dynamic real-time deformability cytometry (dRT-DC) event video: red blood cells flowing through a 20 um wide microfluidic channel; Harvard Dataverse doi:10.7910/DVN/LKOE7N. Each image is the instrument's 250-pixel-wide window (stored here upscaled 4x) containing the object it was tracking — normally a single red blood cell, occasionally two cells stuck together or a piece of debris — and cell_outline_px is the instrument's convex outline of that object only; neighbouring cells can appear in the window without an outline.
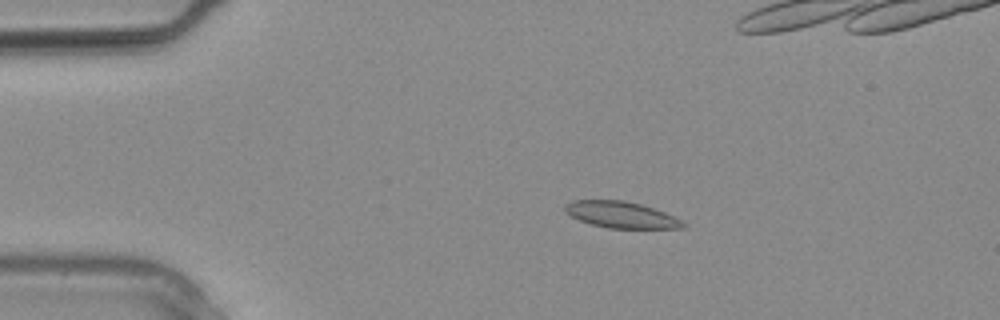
{"species": "common noctule bat (a hibernating species)", "species_latin": "Nyctalus noctula", "temperature_condition": "warm", "stored_images_in_passage": 3, "camera_frame_rate_fps": 3000, "um_per_image_px": 0.085, "animal": {"sex": "male", "body_mass_g": 20.4}, "frame": {"image": 1, "passage_image": 1, "time_ms": 0.0, "image_size_px": [1000, 320], "cell_outline_px": [[688, 224], [684, 228], [608, 228], [592, 224], [580, 220], [564, 212], [564, 204], [572, 200], [624, 200], [640, 204], [664, 212]], "centroid_in_image_um": [52.77, 18.25], "position_along_channel_um": 32.2, "area_um2": 18.03}}